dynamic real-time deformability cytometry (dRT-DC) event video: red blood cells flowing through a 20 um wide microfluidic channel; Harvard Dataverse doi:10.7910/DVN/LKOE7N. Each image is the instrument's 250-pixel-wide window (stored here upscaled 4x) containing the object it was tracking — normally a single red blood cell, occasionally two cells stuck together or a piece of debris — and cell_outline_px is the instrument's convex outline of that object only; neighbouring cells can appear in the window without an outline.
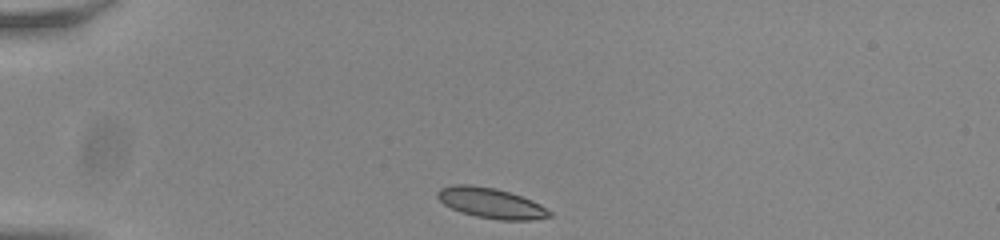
{"species": "common noctule bat (a hibernating species)", "species_latin": "Nyctalus noctula", "temperature_condition": "room temperature", "stored_images_in_passage": 35, "camera_frame_rate_fps": 3000, "um_per_image_px": 0.085, "animal": {"sex": "male", "body_mass_g": 20.0, "forearm_length_mm": 53.3}, "frame": {"image": 1, "passage_image": 1, "time_ms": 0.0, "image_size_px": [1000, 240], "cell_outline_px": [[552, 216], [532, 220], [500, 220], [476, 216], [460, 212], [444, 204], [436, 196], [436, 192], [440, 188], [452, 184], [472, 184], [496, 188], [532, 200], [540, 204], [552, 212]], "centroid_in_image_um": [41.72, 17.25], "position_along_channel_um": 43.3, "area_um2": 19.88}}
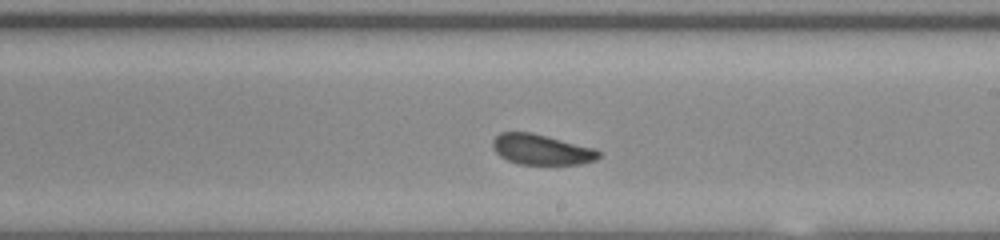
{"frame": {"image": 2, "passage_image": 20, "time_ms": 6.333, "image_size_px": [1000, 240], "cell_outline_px": [[600, 156], [596, 160], [580, 164], [520, 164], [508, 160], [500, 156], [492, 148], [492, 140], [500, 132], [532, 132], [596, 148], [600, 152]], "centroid_in_image_um": [46.03, 12.7], "position_along_channel_um": 243.0, "area_um2": 18.9}}
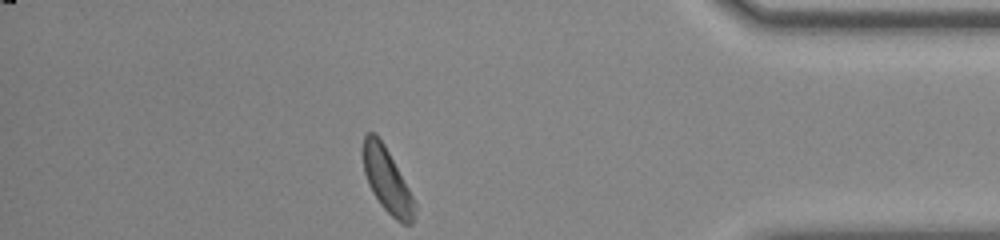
{"frame": {"image": 3, "passage_image": 35, "time_ms": 11.333, "image_size_px": [1000, 240], "cell_outline_px": [[416, 208], [412, 224], [400, 224], [380, 204], [372, 192], [368, 184], [364, 172], [364, 136], [368, 132], [372, 132], [384, 144], [408, 188], [416, 204]], "centroid_in_image_um": [32.91, 15.39], "position_along_channel_um": 402.3, "area_um2": 18.84}, "authors_computed_cell_mechanics": {"area_um2": 19.074, "velocity_mm_per_s": 3.7847, "shape_relaxation_time_tau1_ms": 1.6002, "shape_relaxation_time_tau2_ms": 4.0495, "deformation_change_tau1": 0.0897, "deformation_change_tau2": 0.1198}}